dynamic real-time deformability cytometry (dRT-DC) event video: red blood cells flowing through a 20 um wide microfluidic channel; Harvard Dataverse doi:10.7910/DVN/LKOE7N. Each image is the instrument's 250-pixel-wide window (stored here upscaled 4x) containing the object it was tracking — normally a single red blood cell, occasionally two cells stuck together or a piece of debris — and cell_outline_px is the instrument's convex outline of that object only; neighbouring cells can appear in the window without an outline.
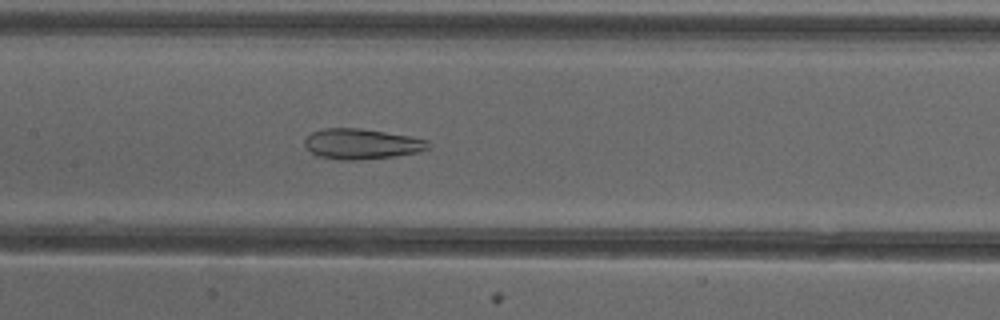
{"species": "common noctule bat (a hibernating species)", "species_latin": "Nyctalus noctula", "temperature_condition": "cold", "stored_images_in_passage": 51, "camera_frame_rate_fps": 3000, "um_per_image_px": 0.085, "animal": {"sex": "female"}, "frame": {"image": 1, "passage_image": 25, "time_ms": 8.0, "image_size_px": [1000, 320], "cell_outline_px": [[432, 144], [428, 148], [416, 152], [396, 156], [360, 160], [340, 160], [316, 156], [304, 144], [304, 140], [312, 132], [324, 128], [360, 128], [412, 136], [428, 140]], "centroid_in_image_um": [30.75, 12.23], "position_along_channel_um": 176.6, "area_um2": 22.02}}
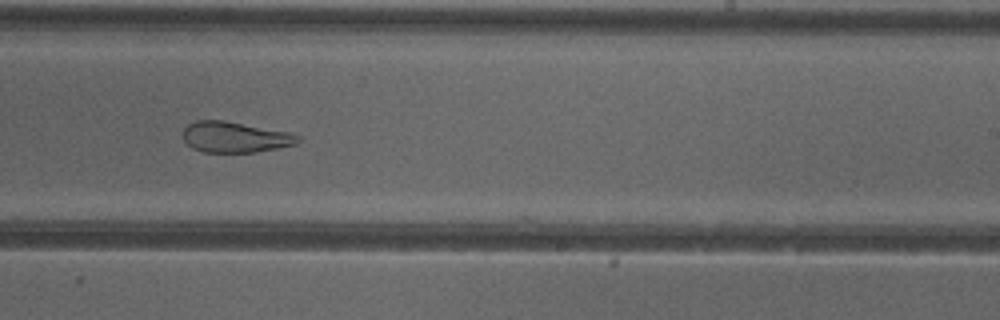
{"frame": {"image": 2, "passage_image": 32, "time_ms": 10.333, "image_size_px": [1000, 320], "cell_outline_px": [[300, 140], [296, 144], [256, 152], [204, 152], [192, 148], [184, 140], [180, 132], [188, 124], [196, 120], [224, 120], [292, 132], [300, 136]], "centroid_in_image_um": [19.96, 11.64], "position_along_channel_um": 269.0, "area_um2": 20.87}}
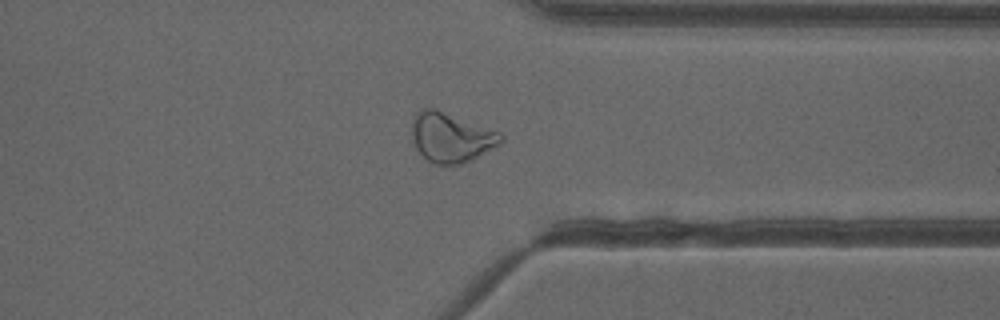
{"frame": {"image": 3, "passage_image": 40, "time_ms": 13.0, "image_size_px": [1000, 320], "cell_outline_px": [[504, 140], [496, 148], [472, 160], [460, 164], [432, 164], [412, 144], [412, 120], [416, 112], [420, 108], [436, 108], [500, 132], [504, 136]], "centroid_in_image_um": [38.35, 11.67], "position_along_channel_um": 373.0, "area_um2": 26.13}, "authors_computed_cell_mechanics": {"area_um2": 27.8596, "velocity_mm_per_s": 3.9805, "shape_relaxation_time_tau1_ms": null, "shape_relaxation_time_tau2_ms": 1.9809, "deformation_change_tau1": null, "deformation_change_tau2": 0.1042}}